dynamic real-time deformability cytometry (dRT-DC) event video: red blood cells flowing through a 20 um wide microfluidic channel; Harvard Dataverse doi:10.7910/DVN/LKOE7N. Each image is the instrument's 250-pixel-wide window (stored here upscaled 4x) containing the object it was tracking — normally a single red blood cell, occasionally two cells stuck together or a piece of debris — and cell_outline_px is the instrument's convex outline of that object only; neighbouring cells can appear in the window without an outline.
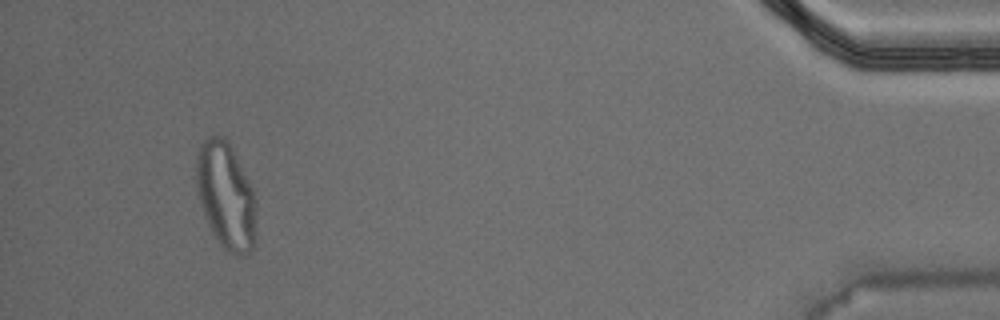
{"species": "Egyptian fruit bat (a non-hibernating species)", "species_latin": "Rousettus aegyptiacus", "temperature_condition": "warm", "stored_images_in_passage": 53, "segment_of_instrument_passage": [2, 2], "camera_frame_rate_fps": 3000, "um_per_image_px": 0.085, "animal": {"sex": "male"}, "frame": {"image": 1, "passage_image": 50, "time_ms": 16.333, "image_size_px": [1000, 320], "cell_outline_px": [[256, 232], [252, 248], [244, 256], [236, 256], [228, 252], [220, 244], [212, 232], [208, 224], [200, 204], [196, 192], [196, 156], [200, 144], [208, 136], [224, 136], [228, 140], [252, 188], [256, 200]], "centroid_in_image_um": [19.19, 16.64], "position_along_channel_um": 416.0, "area_um2": 37.57}}